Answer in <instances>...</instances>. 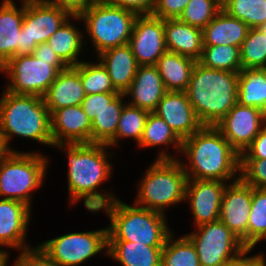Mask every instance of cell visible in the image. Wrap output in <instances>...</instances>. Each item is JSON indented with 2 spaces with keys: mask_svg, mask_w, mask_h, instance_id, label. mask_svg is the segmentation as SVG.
I'll return each instance as SVG.
<instances>
[{
  "mask_svg": "<svg viewBox=\"0 0 266 266\" xmlns=\"http://www.w3.org/2000/svg\"><path fill=\"white\" fill-rule=\"evenodd\" d=\"M253 187L241 178L227 184L219 219L241 240L247 248V224L252 204Z\"/></svg>",
  "mask_w": 266,
  "mask_h": 266,
  "instance_id": "cell-15",
  "label": "cell"
},
{
  "mask_svg": "<svg viewBox=\"0 0 266 266\" xmlns=\"http://www.w3.org/2000/svg\"><path fill=\"white\" fill-rule=\"evenodd\" d=\"M39 246L60 266H79L103 249L107 250V228L68 233Z\"/></svg>",
  "mask_w": 266,
  "mask_h": 266,
  "instance_id": "cell-12",
  "label": "cell"
},
{
  "mask_svg": "<svg viewBox=\"0 0 266 266\" xmlns=\"http://www.w3.org/2000/svg\"><path fill=\"white\" fill-rule=\"evenodd\" d=\"M173 233L167 238L162 250L161 266H200L195 246L186 236L173 241Z\"/></svg>",
  "mask_w": 266,
  "mask_h": 266,
  "instance_id": "cell-33",
  "label": "cell"
},
{
  "mask_svg": "<svg viewBox=\"0 0 266 266\" xmlns=\"http://www.w3.org/2000/svg\"><path fill=\"white\" fill-rule=\"evenodd\" d=\"M71 16L47 2L24 3V19L20 31L18 55L31 56L38 44L46 43Z\"/></svg>",
  "mask_w": 266,
  "mask_h": 266,
  "instance_id": "cell-11",
  "label": "cell"
},
{
  "mask_svg": "<svg viewBox=\"0 0 266 266\" xmlns=\"http://www.w3.org/2000/svg\"><path fill=\"white\" fill-rule=\"evenodd\" d=\"M137 15L122 9L110 1L92 2L80 16H71L74 20H83L97 55L105 50L129 43L134 21Z\"/></svg>",
  "mask_w": 266,
  "mask_h": 266,
  "instance_id": "cell-7",
  "label": "cell"
},
{
  "mask_svg": "<svg viewBox=\"0 0 266 266\" xmlns=\"http://www.w3.org/2000/svg\"><path fill=\"white\" fill-rule=\"evenodd\" d=\"M266 159V124L261 128L253 142L240 155V160Z\"/></svg>",
  "mask_w": 266,
  "mask_h": 266,
  "instance_id": "cell-44",
  "label": "cell"
},
{
  "mask_svg": "<svg viewBox=\"0 0 266 266\" xmlns=\"http://www.w3.org/2000/svg\"><path fill=\"white\" fill-rule=\"evenodd\" d=\"M222 9L250 28H259L266 23V0H226Z\"/></svg>",
  "mask_w": 266,
  "mask_h": 266,
  "instance_id": "cell-35",
  "label": "cell"
},
{
  "mask_svg": "<svg viewBox=\"0 0 266 266\" xmlns=\"http://www.w3.org/2000/svg\"><path fill=\"white\" fill-rule=\"evenodd\" d=\"M259 29L266 35V23H264L263 25H261L259 27Z\"/></svg>",
  "mask_w": 266,
  "mask_h": 266,
  "instance_id": "cell-52",
  "label": "cell"
},
{
  "mask_svg": "<svg viewBox=\"0 0 266 266\" xmlns=\"http://www.w3.org/2000/svg\"><path fill=\"white\" fill-rule=\"evenodd\" d=\"M30 209L23 202L0 199V246L16 248L17 251L30 248L29 244L25 243Z\"/></svg>",
  "mask_w": 266,
  "mask_h": 266,
  "instance_id": "cell-19",
  "label": "cell"
},
{
  "mask_svg": "<svg viewBox=\"0 0 266 266\" xmlns=\"http://www.w3.org/2000/svg\"><path fill=\"white\" fill-rule=\"evenodd\" d=\"M138 144L141 148L172 144L178 154L181 152L182 140L161 117L154 112H149L142 137Z\"/></svg>",
  "mask_w": 266,
  "mask_h": 266,
  "instance_id": "cell-31",
  "label": "cell"
},
{
  "mask_svg": "<svg viewBox=\"0 0 266 266\" xmlns=\"http://www.w3.org/2000/svg\"><path fill=\"white\" fill-rule=\"evenodd\" d=\"M239 72L210 69L196 62L186 93L203 125L214 126L238 102Z\"/></svg>",
  "mask_w": 266,
  "mask_h": 266,
  "instance_id": "cell-3",
  "label": "cell"
},
{
  "mask_svg": "<svg viewBox=\"0 0 266 266\" xmlns=\"http://www.w3.org/2000/svg\"><path fill=\"white\" fill-rule=\"evenodd\" d=\"M165 44L167 51L187 56L195 61L201 57L203 50V30L179 19H165Z\"/></svg>",
  "mask_w": 266,
  "mask_h": 266,
  "instance_id": "cell-22",
  "label": "cell"
},
{
  "mask_svg": "<svg viewBox=\"0 0 266 266\" xmlns=\"http://www.w3.org/2000/svg\"><path fill=\"white\" fill-rule=\"evenodd\" d=\"M50 122L53 145L91 143V120L80 105L55 110Z\"/></svg>",
  "mask_w": 266,
  "mask_h": 266,
  "instance_id": "cell-18",
  "label": "cell"
},
{
  "mask_svg": "<svg viewBox=\"0 0 266 266\" xmlns=\"http://www.w3.org/2000/svg\"><path fill=\"white\" fill-rule=\"evenodd\" d=\"M181 153L189 162V168L182 164L188 180L227 182L240 178L235 176L240 172V154L215 126L203 125L182 140Z\"/></svg>",
  "mask_w": 266,
  "mask_h": 266,
  "instance_id": "cell-2",
  "label": "cell"
},
{
  "mask_svg": "<svg viewBox=\"0 0 266 266\" xmlns=\"http://www.w3.org/2000/svg\"><path fill=\"white\" fill-rule=\"evenodd\" d=\"M154 113L161 117L181 140L190 137L203 126L186 92L167 91Z\"/></svg>",
  "mask_w": 266,
  "mask_h": 266,
  "instance_id": "cell-17",
  "label": "cell"
},
{
  "mask_svg": "<svg viewBox=\"0 0 266 266\" xmlns=\"http://www.w3.org/2000/svg\"><path fill=\"white\" fill-rule=\"evenodd\" d=\"M162 150L138 184L137 206L165 214L170 205L185 201L187 175L179 159Z\"/></svg>",
  "mask_w": 266,
  "mask_h": 266,
  "instance_id": "cell-6",
  "label": "cell"
},
{
  "mask_svg": "<svg viewBox=\"0 0 266 266\" xmlns=\"http://www.w3.org/2000/svg\"><path fill=\"white\" fill-rule=\"evenodd\" d=\"M261 113H262V116H263V119L264 121L266 122V100L264 101L262 107H261Z\"/></svg>",
  "mask_w": 266,
  "mask_h": 266,
  "instance_id": "cell-51",
  "label": "cell"
},
{
  "mask_svg": "<svg viewBox=\"0 0 266 266\" xmlns=\"http://www.w3.org/2000/svg\"><path fill=\"white\" fill-rule=\"evenodd\" d=\"M83 33L76 29L68 18L48 39L59 58L68 66L75 67L81 61L78 57L83 48Z\"/></svg>",
  "mask_w": 266,
  "mask_h": 266,
  "instance_id": "cell-28",
  "label": "cell"
},
{
  "mask_svg": "<svg viewBox=\"0 0 266 266\" xmlns=\"http://www.w3.org/2000/svg\"><path fill=\"white\" fill-rule=\"evenodd\" d=\"M66 11L70 16H80L92 4L90 0H45Z\"/></svg>",
  "mask_w": 266,
  "mask_h": 266,
  "instance_id": "cell-46",
  "label": "cell"
},
{
  "mask_svg": "<svg viewBox=\"0 0 266 266\" xmlns=\"http://www.w3.org/2000/svg\"><path fill=\"white\" fill-rule=\"evenodd\" d=\"M237 97L241 105L261 109L266 100V69H241Z\"/></svg>",
  "mask_w": 266,
  "mask_h": 266,
  "instance_id": "cell-30",
  "label": "cell"
},
{
  "mask_svg": "<svg viewBox=\"0 0 266 266\" xmlns=\"http://www.w3.org/2000/svg\"><path fill=\"white\" fill-rule=\"evenodd\" d=\"M239 175L249 186L266 189V159L240 160Z\"/></svg>",
  "mask_w": 266,
  "mask_h": 266,
  "instance_id": "cell-40",
  "label": "cell"
},
{
  "mask_svg": "<svg viewBox=\"0 0 266 266\" xmlns=\"http://www.w3.org/2000/svg\"><path fill=\"white\" fill-rule=\"evenodd\" d=\"M252 248L244 249L238 256L229 260L224 266H266V260L263 254L255 256H245L251 252Z\"/></svg>",
  "mask_w": 266,
  "mask_h": 266,
  "instance_id": "cell-47",
  "label": "cell"
},
{
  "mask_svg": "<svg viewBox=\"0 0 266 266\" xmlns=\"http://www.w3.org/2000/svg\"><path fill=\"white\" fill-rule=\"evenodd\" d=\"M48 161L36 152L11 151L0 160V197L31 208V191L43 185Z\"/></svg>",
  "mask_w": 266,
  "mask_h": 266,
  "instance_id": "cell-8",
  "label": "cell"
},
{
  "mask_svg": "<svg viewBox=\"0 0 266 266\" xmlns=\"http://www.w3.org/2000/svg\"><path fill=\"white\" fill-rule=\"evenodd\" d=\"M86 97L80 77V63L60 71L43 96L50 115L57 109L80 105Z\"/></svg>",
  "mask_w": 266,
  "mask_h": 266,
  "instance_id": "cell-21",
  "label": "cell"
},
{
  "mask_svg": "<svg viewBox=\"0 0 266 266\" xmlns=\"http://www.w3.org/2000/svg\"><path fill=\"white\" fill-rule=\"evenodd\" d=\"M8 252L6 250H0V266H7L8 264Z\"/></svg>",
  "mask_w": 266,
  "mask_h": 266,
  "instance_id": "cell-50",
  "label": "cell"
},
{
  "mask_svg": "<svg viewBox=\"0 0 266 266\" xmlns=\"http://www.w3.org/2000/svg\"><path fill=\"white\" fill-rule=\"evenodd\" d=\"M242 69H266V35L259 28H250L240 47Z\"/></svg>",
  "mask_w": 266,
  "mask_h": 266,
  "instance_id": "cell-37",
  "label": "cell"
},
{
  "mask_svg": "<svg viewBox=\"0 0 266 266\" xmlns=\"http://www.w3.org/2000/svg\"><path fill=\"white\" fill-rule=\"evenodd\" d=\"M107 70L113 87L124 93L131 85L139 65L129 44L105 50L98 57Z\"/></svg>",
  "mask_w": 266,
  "mask_h": 266,
  "instance_id": "cell-23",
  "label": "cell"
},
{
  "mask_svg": "<svg viewBox=\"0 0 266 266\" xmlns=\"http://www.w3.org/2000/svg\"><path fill=\"white\" fill-rule=\"evenodd\" d=\"M227 184L229 183L216 180L187 181L185 201L188 200L190 203L196 226L219 219Z\"/></svg>",
  "mask_w": 266,
  "mask_h": 266,
  "instance_id": "cell-16",
  "label": "cell"
},
{
  "mask_svg": "<svg viewBox=\"0 0 266 266\" xmlns=\"http://www.w3.org/2000/svg\"><path fill=\"white\" fill-rule=\"evenodd\" d=\"M0 132L10 151L13 136L53 146L50 113L43 97L4 91L0 98Z\"/></svg>",
  "mask_w": 266,
  "mask_h": 266,
  "instance_id": "cell-4",
  "label": "cell"
},
{
  "mask_svg": "<svg viewBox=\"0 0 266 266\" xmlns=\"http://www.w3.org/2000/svg\"><path fill=\"white\" fill-rule=\"evenodd\" d=\"M124 93H119L91 122V143L107 145L116 135Z\"/></svg>",
  "mask_w": 266,
  "mask_h": 266,
  "instance_id": "cell-29",
  "label": "cell"
},
{
  "mask_svg": "<svg viewBox=\"0 0 266 266\" xmlns=\"http://www.w3.org/2000/svg\"><path fill=\"white\" fill-rule=\"evenodd\" d=\"M11 151L7 147L4 137L0 132V160L5 158Z\"/></svg>",
  "mask_w": 266,
  "mask_h": 266,
  "instance_id": "cell-49",
  "label": "cell"
},
{
  "mask_svg": "<svg viewBox=\"0 0 266 266\" xmlns=\"http://www.w3.org/2000/svg\"><path fill=\"white\" fill-rule=\"evenodd\" d=\"M64 148L68 158V191L70 203L84 198V205L90 212H99L116 197L114 194L99 192L98 186L111 177L112 165L106 153L108 145L96 143L56 144L53 147Z\"/></svg>",
  "mask_w": 266,
  "mask_h": 266,
  "instance_id": "cell-1",
  "label": "cell"
},
{
  "mask_svg": "<svg viewBox=\"0 0 266 266\" xmlns=\"http://www.w3.org/2000/svg\"><path fill=\"white\" fill-rule=\"evenodd\" d=\"M68 66L63 61H45L31 56H14L0 71L9 76L6 91L43 97L58 73Z\"/></svg>",
  "mask_w": 266,
  "mask_h": 266,
  "instance_id": "cell-9",
  "label": "cell"
},
{
  "mask_svg": "<svg viewBox=\"0 0 266 266\" xmlns=\"http://www.w3.org/2000/svg\"><path fill=\"white\" fill-rule=\"evenodd\" d=\"M109 1L122 9L134 12L137 16L151 15L156 5V0H109Z\"/></svg>",
  "mask_w": 266,
  "mask_h": 266,
  "instance_id": "cell-45",
  "label": "cell"
},
{
  "mask_svg": "<svg viewBox=\"0 0 266 266\" xmlns=\"http://www.w3.org/2000/svg\"><path fill=\"white\" fill-rule=\"evenodd\" d=\"M163 247L131 241H107V250L103 253L122 266H161Z\"/></svg>",
  "mask_w": 266,
  "mask_h": 266,
  "instance_id": "cell-26",
  "label": "cell"
},
{
  "mask_svg": "<svg viewBox=\"0 0 266 266\" xmlns=\"http://www.w3.org/2000/svg\"><path fill=\"white\" fill-rule=\"evenodd\" d=\"M202 66L223 71L240 72V48L231 45H203L200 59Z\"/></svg>",
  "mask_w": 266,
  "mask_h": 266,
  "instance_id": "cell-32",
  "label": "cell"
},
{
  "mask_svg": "<svg viewBox=\"0 0 266 266\" xmlns=\"http://www.w3.org/2000/svg\"><path fill=\"white\" fill-rule=\"evenodd\" d=\"M265 124L260 109L237 102L214 126L241 155Z\"/></svg>",
  "mask_w": 266,
  "mask_h": 266,
  "instance_id": "cell-13",
  "label": "cell"
},
{
  "mask_svg": "<svg viewBox=\"0 0 266 266\" xmlns=\"http://www.w3.org/2000/svg\"><path fill=\"white\" fill-rule=\"evenodd\" d=\"M128 44L139 66L156 65L167 51L164 20L152 15L137 16Z\"/></svg>",
  "mask_w": 266,
  "mask_h": 266,
  "instance_id": "cell-14",
  "label": "cell"
},
{
  "mask_svg": "<svg viewBox=\"0 0 266 266\" xmlns=\"http://www.w3.org/2000/svg\"><path fill=\"white\" fill-rule=\"evenodd\" d=\"M118 94L119 92L88 94L83 99L80 106L92 122L96 115H98Z\"/></svg>",
  "mask_w": 266,
  "mask_h": 266,
  "instance_id": "cell-42",
  "label": "cell"
},
{
  "mask_svg": "<svg viewBox=\"0 0 266 266\" xmlns=\"http://www.w3.org/2000/svg\"><path fill=\"white\" fill-rule=\"evenodd\" d=\"M149 112L129 104H125L119 118L115 137L107 144L109 147L117 146L118 139L133 138L137 144L140 142Z\"/></svg>",
  "mask_w": 266,
  "mask_h": 266,
  "instance_id": "cell-34",
  "label": "cell"
},
{
  "mask_svg": "<svg viewBox=\"0 0 266 266\" xmlns=\"http://www.w3.org/2000/svg\"><path fill=\"white\" fill-rule=\"evenodd\" d=\"M110 219L107 241H131L147 246H164L171 234L166 215L136 204L114 199L103 207Z\"/></svg>",
  "mask_w": 266,
  "mask_h": 266,
  "instance_id": "cell-5",
  "label": "cell"
},
{
  "mask_svg": "<svg viewBox=\"0 0 266 266\" xmlns=\"http://www.w3.org/2000/svg\"><path fill=\"white\" fill-rule=\"evenodd\" d=\"M250 27L223 9L203 29V45L241 47Z\"/></svg>",
  "mask_w": 266,
  "mask_h": 266,
  "instance_id": "cell-25",
  "label": "cell"
},
{
  "mask_svg": "<svg viewBox=\"0 0 266 266\" xmlns=\"http://www.w3.org/2000/svg\"><path fill=\"white\" fill-rule=\"evenodd\" d=\"M13 266H60L53 261L38 245L37 247L23 249Z\"/></svg>",
  "mask_w": 266,
  "mask_h": 266,
  "instance_id": "cell-41",
  "label": "cell"
},
{
  "mask_svg": "<svg viewBox=\"0 0 266 266\" xmlns=\"http://www.w3.org/2000/svg\"><path fill=\"white\" fill-rule=\"evenodd\" d=\"M33 56L45 61H62L47 42L38 44L33 52Z\"/></svg>",
  "mask_w": 266,
  "mask_h": 266,
  "instance_id": "cell-48",
  "label": "cell"
},
{
  "mask_svg": "<svg viewBox=\"0 0 266 266\" xmlns=\"http://www.w3.org/2000/svg\"><path fill=\"white\" fill-rule=\"evenodd\" d=\"M21 1V0H20ZM24 3H27V2H42V1H45V0H22Z\"/></svg>",
  "mask_w": 266,
  "mask_h": 266,
  "instance_id": "cell-53",
  "label": "cell"
},
{
  "mask_svg": "<svg viewBox=\"0 0 266 266\" xmlns=\"http://www.w3.org/2000/svg\"><path fill=\"white\" fill-rule=\"evenodd\" d=\"M190 0H156L152 16L160 19H178Z\"/></svg>",
  "mask_w": 266,
  "mask_h": 266,
  "instance_id": "cell-43",
  "label": "cell"
},
{
  "mask_svg": "<svg viewBox=\"0 0 266 266\" xmlns=\"http://www.w3.org/2000/svg\"><path fill=\"white\" fill-rule=\"evenodd\" d=\"M167 90L155 65L139 66L124 96H131L129 105L154 112Z\"/></svg>",
  "mask_w": 266,
  "mask_h": 266,
  "instance_id": "cell-20",
  "label": "cell"
},
{
  "mask_svg": "<svg viewBox=\"0 0 266 266\" xmlns=\"http://www.w3.org/2000/svg\"><path fill=\"white\" fill-rule=\"evenodd\" d=\"M23 19V1L18 9L13 0H3L0 6V68L9 59L18 56Z\"/></svg>",
  "mask_w": 266,
  "mask_h": 266,
  "instance_id": "cell-24",
  "label": "cell"
},
{
  "mask_svg": "<svg viewBox=\"0 0 266 266\" xmlns=\"http://www.w3.org/2000/svg\"><path fill=\"white\" fill-rule=\"evenodd\" d=\"M266 236V189L254 188L247 224V248H254Z\"/></svg>",
  "mask_w": 266,
  "mask_h": 266,
  "instance_id": "cell-36",
  "label": "cell"
},
{
  "mask_svg": "<svg viewBox=\"0 0 266 266\" xmlns=\"http://www.w3.org/2000/svg\"><path fill=\"white\" fill-rule=\"evenodd\" d=\"M80 77L86 95L118 92L112 84L107 70L99 63L80 62Z\"/></svg>",
  "mask_w": 266,
  "mask_h": 266,
  "instance_id": "cell-38",
  "label": "cell"
},
{
  "mask_svg": "<svg viewBox=\"0 0 266 266\" xmlns=\"http://www.w3.org/2000/svg\"><path fill=\"white\" fill-rule=\"evenodd\" d=\"M91 2H103V1H109V0H90Z\"/></svg>",
  "mask_w": 266,
  "mask_h": 266,
  "instance_id": "cell-54",
  "label": "cell"
},
{
  "mask_svg": "<svg viewBox=\"0 0 266 266\" xmlns=\"http://www.w3.org/2000/svg\"><path fill=\"white\" fill-rule=\"evenodd\" d=\"M221 10L219 0H190L178 19L203 30Z\"/></svg>",
  "mask_w": 266,
  "mask_h": 266,
  "instance_id": "cell-39",
  "label": "cell"
},
{
  "mask_svg": "<svg viewBox=\"0 0 266 266\" xmlns=\"http://www.w3.org/2000/svg\"><path fill=\"white\" fill-rule=\"evenodd\" d=\"M196 228L197 231L186 236L195 246L200 266H224L246 249L241 240L220 219Z\"/></svg>",
  "mask_w": 266,
  "mask_h": 266,
  "instance_id": "cell-10",
  "label": "cell"
},
{
  "mask_svg": "<svg viewBox=\"0 0 266 266\" xmlns=\"http://www.w3.org/2000/svg\"><path fill=\"white\" fill-rule=\"evenodd\" d=\"M196 62L190 57L166 51L155 66L167 91L186 92Z\"/></svg>",
  "mask_w": 266,
  "mask_h": 266,
  "instance_id": "cell-27",
  "label": "cell"
}]
</instances>
